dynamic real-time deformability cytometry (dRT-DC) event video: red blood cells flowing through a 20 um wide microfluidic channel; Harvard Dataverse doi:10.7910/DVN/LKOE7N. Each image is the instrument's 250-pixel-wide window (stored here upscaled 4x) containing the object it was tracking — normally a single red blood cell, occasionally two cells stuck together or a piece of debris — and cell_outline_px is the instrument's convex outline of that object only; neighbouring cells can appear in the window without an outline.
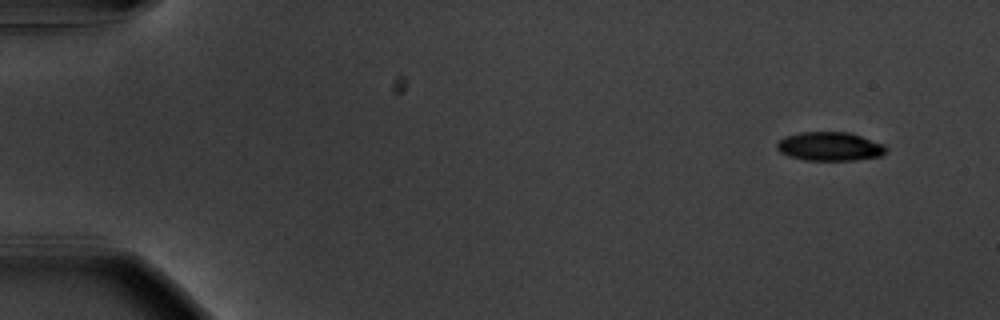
{"species": "common noctule bat (a hibernating species)", "species_latin": "Nyctalus noctula", "temperature_condition": "warm", "stored_images_in_passage": 54, "segment_of_instrument_passage": [1, 2], "camera_frame_rate_fps": 3000, "um_per_image_px": 0.085, "animal": {"sex": "male", "body_mass_g": 20.1, "forearm_length_mm": 53.5}, "frame": {"image": 1, "passage_image": 1, "time_ms": 0.0, "image_size_px": [1000, 320], "cell_outline_px": [[888, 148], [880, 156], [856, 160], [804, 160], [788, 156], [780, 152], [776, 148], [776, 144], [784, 136], [800, 132], [852, 132], [884, 144]], "centroid_in_image_um": [70.53, 12.44], "position_along_channel_um": 14.5, "area_um2": 18.5}}
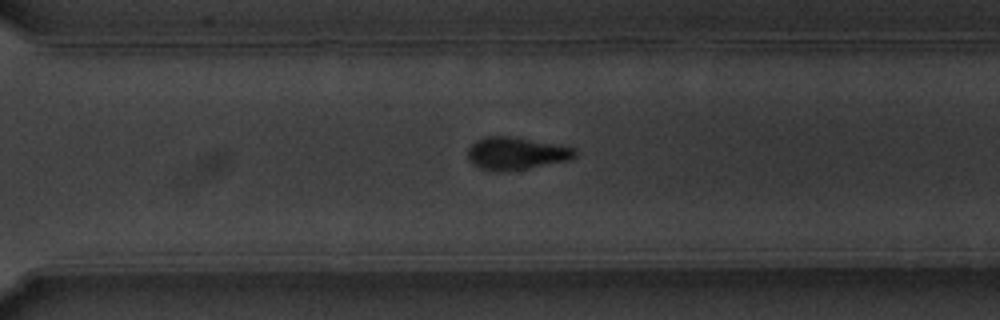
{"frame": {"image": 2, "passage_image": 37, "time_ms": 12.0, "image_size_px": [1000, 320], "cell_outline_px": [[576, 156], [568, 160], [508, 172], [496, 172], [480, 168], [472, 164], [468, 160], [468, 148], [476, 140], [484, 136], [512, 136], [576, 148]], "centroid_in_image_um": [43.83, 13.04], "position_along_channel_um": 326.8, "area_um2": 20.46}}
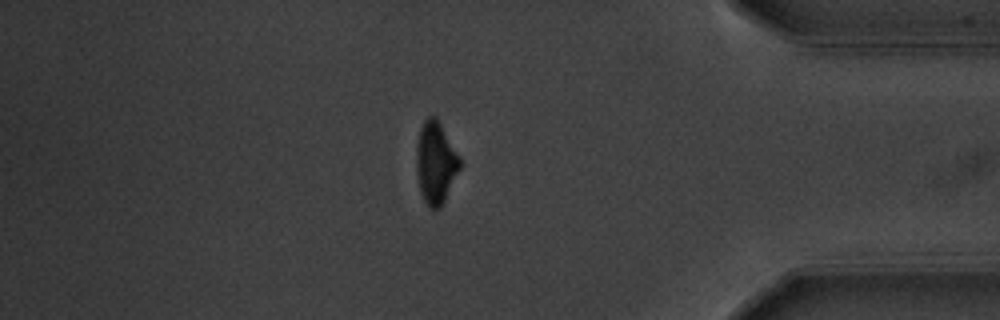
{"frame": {"image": 3, "passage_image": 45, "time_ms": 14.667, "image_size_px": [1000, 320], "cell_outline_px": [[460, 168], [440, 208], [428, 208], [420, 192], [416, 168], [416, 144], [420, 128], [424, 120], [428, 116], [436, 116], [460, 156]], "centroid_in_image_um": [37.01, 13.8], "position_along_channel_um": 398.2, "area_um2": 20.75}}